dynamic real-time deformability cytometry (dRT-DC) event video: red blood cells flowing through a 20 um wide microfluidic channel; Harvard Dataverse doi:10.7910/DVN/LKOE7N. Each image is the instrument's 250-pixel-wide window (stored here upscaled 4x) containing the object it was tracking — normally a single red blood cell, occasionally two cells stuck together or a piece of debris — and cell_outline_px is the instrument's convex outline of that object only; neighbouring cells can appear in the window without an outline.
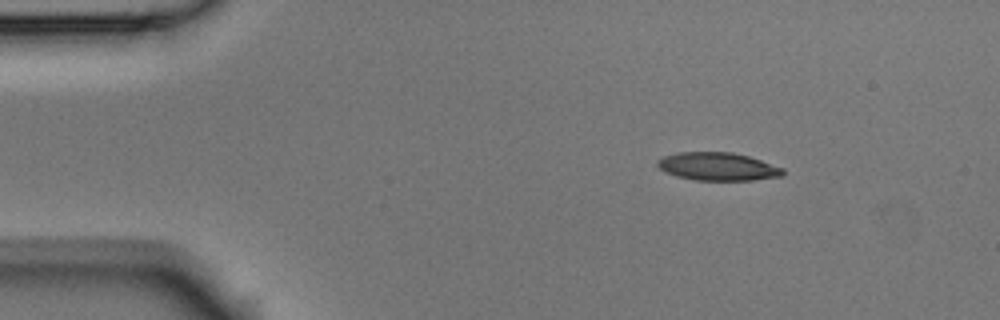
{"species": "Egyptian fruit bat (a non-hibernating species)", "species_latin": "Rousettus aegyptiacus", "temperature_condition": "room temperature", "stored_images_in_passage": 2, "camera_frame_rate_fps": 3000, "um_per_image_px": 0.085, "animal": {"sex": "male"}, "frame": {"image": 1, "passage_image": 1, "time_ms": 0.0, "image_size_px": [1000, 320], "cell_outline_px": [[784, 176], [752, 180], [696, 180], [676, 176], [664, 172], [656, 164], [656, 160], [664, 156], [676, 152], [732, 152], [748, 156], [784, 168]], "centroid_in_image_um": [60.99, 14.15], "position_along_channel_um": 24.0, "area_um2": 20.58}}